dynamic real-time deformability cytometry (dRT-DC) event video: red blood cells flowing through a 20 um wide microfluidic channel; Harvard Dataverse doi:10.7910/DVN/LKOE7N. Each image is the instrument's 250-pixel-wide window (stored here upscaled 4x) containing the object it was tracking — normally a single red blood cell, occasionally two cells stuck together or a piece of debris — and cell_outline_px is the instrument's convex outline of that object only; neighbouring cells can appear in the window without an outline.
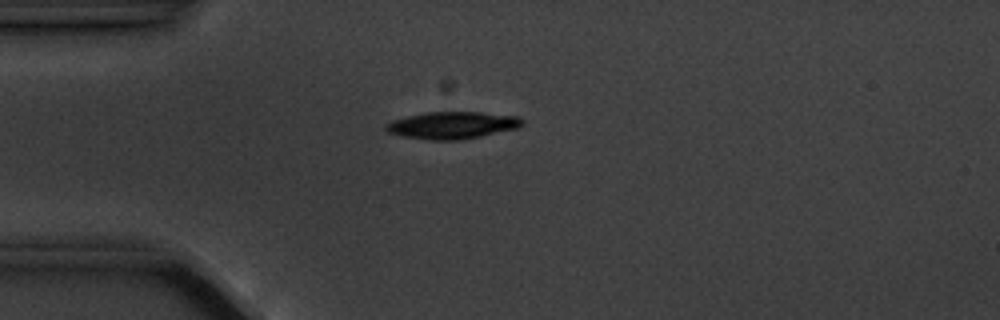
{"species": "common noctule bat (a hibernating species)", "species_latin": "Nyctalus noctula", "temperature_condition": "cold", "stored_images_in_passage": 2, "camera_frame_rate_fps": 3000, "um_per_image_px": 0.085, "animal": {"sex": "male", "body_mass_g": 20.1, "forearm_length_mm": 53.5}, "frame": {"image": 1, "passage_image": 2, "time_ms": 1.333, "image_size_px": [1000, 320], "cell_outline_px": [[524, 124], [520, 128], [460, 140], [432, 140], [400, 136], [388, 132], [384, 128], [392, 120], [408, 116], [428, 112], [480, 112], [516, 116], [524, 120]], "centroid_in_image_um": [38.47, 10.65], "position_along_channel_um": 46.5, "area_um2": 21.5}}